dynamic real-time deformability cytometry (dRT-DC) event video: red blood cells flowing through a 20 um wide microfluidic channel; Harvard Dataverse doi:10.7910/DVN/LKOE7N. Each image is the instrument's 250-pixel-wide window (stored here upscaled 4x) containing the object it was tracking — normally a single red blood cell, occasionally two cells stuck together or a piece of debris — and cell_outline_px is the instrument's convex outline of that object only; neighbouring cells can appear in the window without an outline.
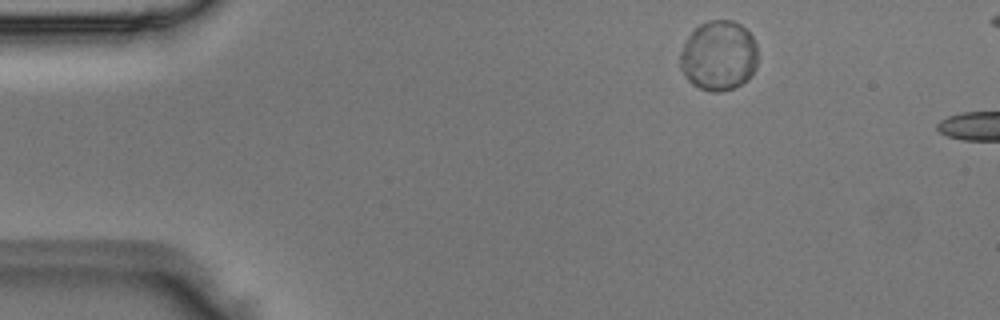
{"species": "Egyptian fruit bat (a non-hibernating species)", "species_latin": "Rousettus aegyptiacus", "temperature_condition": "room temperature", "stored_images_in_passage": 3, "camera_frame_rate_fps": 3000, "um_per_image_px": 0.085, "animal": {"sex": "male"}, "frame": {"image": 1, "passage_image": 1, "time_ms": 0.0, "image_size_px": [1000, 320], "cell_outline_px": [[756, 68], [752, 76], [740, 84], [732, 88], [720, 92], [712, 92], [700, 88], [692, 84], [688, 80], [680, 68], [680, 52], [688, 36], [700, 24], [708, 20], [732, 20], [740, 24], [752, 36], [756, 44]], "centroid_in_image_um": [61.08, 4.74], "position_along_channel_um": 23.9, "area_um2": 31.62}}